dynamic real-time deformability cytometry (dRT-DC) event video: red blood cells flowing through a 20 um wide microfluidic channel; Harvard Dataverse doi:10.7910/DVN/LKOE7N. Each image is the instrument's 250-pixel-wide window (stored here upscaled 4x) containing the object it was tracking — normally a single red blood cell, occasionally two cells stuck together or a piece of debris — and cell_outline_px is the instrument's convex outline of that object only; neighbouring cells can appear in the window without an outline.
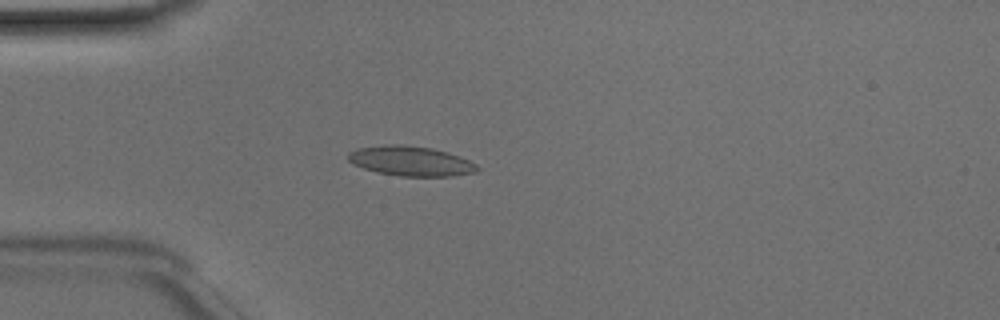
{"species": "Egyptian fruit bat (a non-hibernating species)", "species_latin": "Rousettus aegyptiacus", "temperature_condition": "room temperature", "stored_images_in_passage": 40, "camera_frame_rate_fps": 3000, "um_per_image_px": 0.085, "animal": {"sex": "male"}, "frame": {"image": 1, "passage_image": 14, "time_ms": 4.333, "image_size_px": [1000, 320], "cell_outline_px": [[480, 168], [476, 172], [452, 176], [400, 176], [380, 172], [364, 168], [352, 164], [348, 160], [348, 152], [356, 148], [384, 144], [400, 144], [432, 148], [448, 152], [460, 156], [476, 164]], "centroid_in_image_um": [34.91, 13.67], "position_along_channel_um": 50.1, "area_um2": 22.48}}
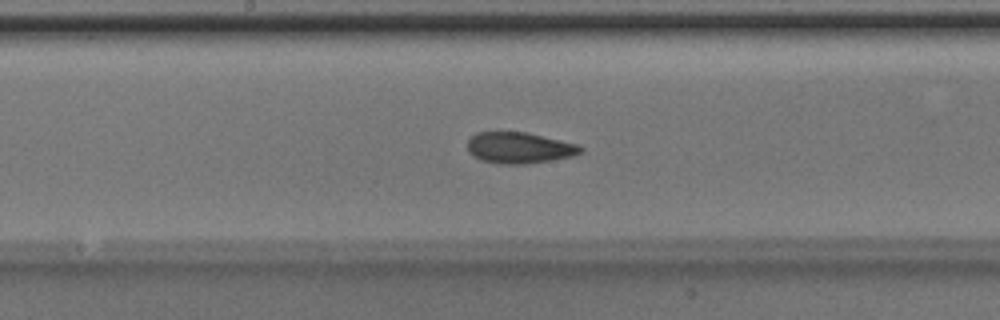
{"frame": {"image": 2, "passage_image": 26, "time_ms": 8.333, "image_size_px": [1000, 320], "cell_outline_px": [[584, 152], [572, 156], [528, 164], [496, 164], [480, 160], [472, 156], [468, 152], [468, 140], [476, 132], [528, 132], [576, 144], [584, 148]], "centroid_in_image_um": [44.12, 12.57], "position_along_channel_um": 204.1, "area_um2": 20.69}}
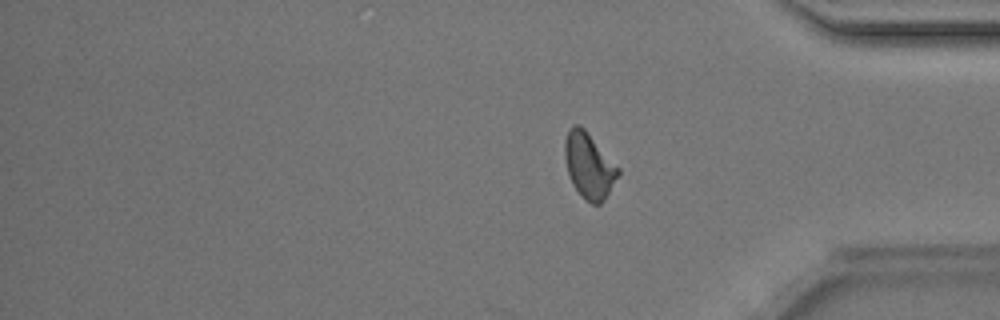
{"frame": {"image": 3, "passage_image": 40, "time_ms": 13.0, "image_size_px": [1000, 320], "cell_outline_px": [[620, 172], [604, 200], [600, 204], [592, 204], [572, 184], [568, 172], [564, 156], [564, 140], [572, 124], [580, 124], [584, 128], [620, 168]], "centroid_in_image_um": [50.06, 14.03], "position_along_channel_um": 385.1, "area_um2": 20.11}, "authors_computed_cell_mechanics": {"area_um2": 20.7502, "velocity_mm_per_s": 4.1531, "shape_relaxation_time_tau1_ms": 10.4619, "shape_relaxation_time_tau2_ms": 2.7454, "deformation_change_tau1": 0.2051, "deformation_change_tau2": 0.0811}}